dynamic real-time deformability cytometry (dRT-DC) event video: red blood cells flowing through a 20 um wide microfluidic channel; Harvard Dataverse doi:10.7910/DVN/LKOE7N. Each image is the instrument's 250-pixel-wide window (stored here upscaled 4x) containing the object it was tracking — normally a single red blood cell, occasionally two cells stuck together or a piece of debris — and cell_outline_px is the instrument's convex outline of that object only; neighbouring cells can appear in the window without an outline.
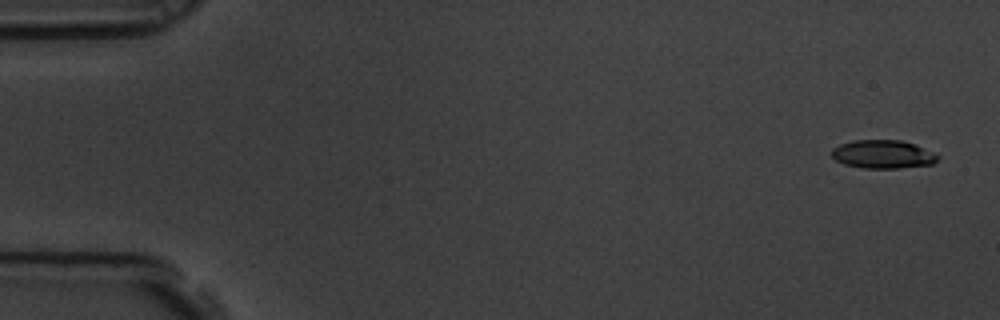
{"species": "common noctule bat (a hibernating species)", "species_latin": "Nyctalus noctula", "temperature_condition": "room temperature", "stored_images_in_passage": 16, "segment_of_instrument_passage": [1, 2], "camera_frame_rate_fps": 3000, "um_per_image_px": 0.085, "animal": {"sex": "male", "body_mass_g": 19.5, "forearm_length_mm": 54.6}, "frame": {"image": 1, "passage_image": 1, "time_ms": 0.0, "image_size_px": [1000, 320], "cell_outline_px": [[940, 156], [932, 164], [900, 168], [864, 168], [844, 164], [836, 160], [832, 156], [832, 148], [840, 144], [852, 140], [900, 140], [912, 144], [932, 152]], "centroid_in_image_um": [75.01, 13.11], "position_along_channel_um": 10.0, "area_um2": 17.34}}
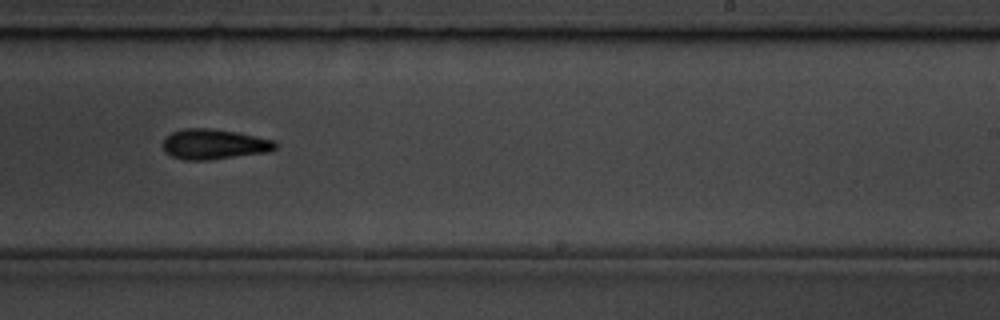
{"frame": {"image": 2, "passage_image": 10, "time_ms": 3.0, "image_size_px": [1000, 320], "cell_outline_px": [[276, 148], [268, 152], [208, 160], [184, 160], [172, 156], [164, 152], [160, 144], [164, 136], [172, 132], [184, 128], [212, 128], [236, 132], [276, 140]], "centroid_in_image_um": [18.13, 12.25], "position_along_channel_um": 270.9, "area_um2": 20.11}}
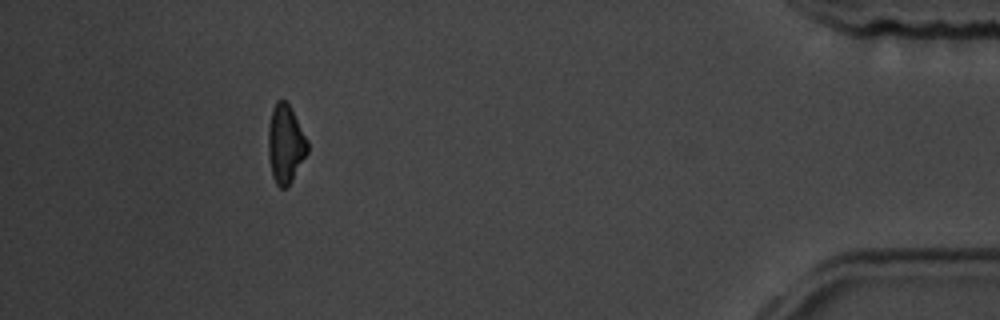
{"frame": {"image": 3, "passage_image": 14, "time_ms": 4.333, "image_size_px": [1000, 320], "cell_outline_px": [[308, 152], [288, 188], [280, 188], [276, 184], [272, 176], [268, 156], [268, 128], [272, 108], [276, 100], [284, 100], [288, 104], [308, 140]], "centroid_in_image_um": [24.25, 12.27], "position_along_channel_um": 410.9, "area_um2": 18.03}}